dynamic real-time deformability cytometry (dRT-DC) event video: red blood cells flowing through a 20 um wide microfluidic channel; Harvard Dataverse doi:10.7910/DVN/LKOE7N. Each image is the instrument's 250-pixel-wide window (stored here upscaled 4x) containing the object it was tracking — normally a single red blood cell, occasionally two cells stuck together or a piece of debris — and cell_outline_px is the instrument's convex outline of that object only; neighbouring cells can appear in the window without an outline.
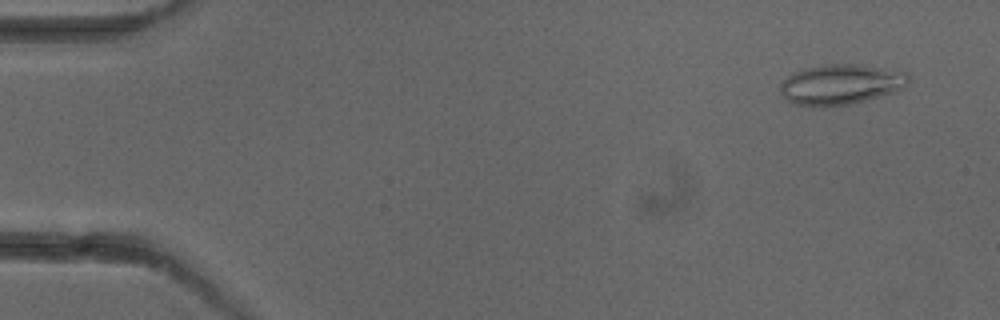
{"species": "common noctule bat (a hibernating species)", "species_latin": "Nyctalus noctula", "temperature_condition": "cold", "stored_images_in_passage": 4, "camera_frame_rate_fps": 3000, "um_per_image_px": 0.085, "animal": {"sex": "female"}, "frame": {"image": 1, "passage_image": 1, "time_ms": 0.0, "image_size_px": [1000, 320], "cell_outline_px": [[908, 84], [904, 88], [896, 92], [848, 104], [824, 108], [812, 108], [792, 104], [780, 92], [780, 84], [792, 72], [824, 64], [864, 64], [908, 72]], "centroid_in_image_um": [71.47, 7.19], "position_along_channel_um": 13.5, "area_um2": 30.63}}